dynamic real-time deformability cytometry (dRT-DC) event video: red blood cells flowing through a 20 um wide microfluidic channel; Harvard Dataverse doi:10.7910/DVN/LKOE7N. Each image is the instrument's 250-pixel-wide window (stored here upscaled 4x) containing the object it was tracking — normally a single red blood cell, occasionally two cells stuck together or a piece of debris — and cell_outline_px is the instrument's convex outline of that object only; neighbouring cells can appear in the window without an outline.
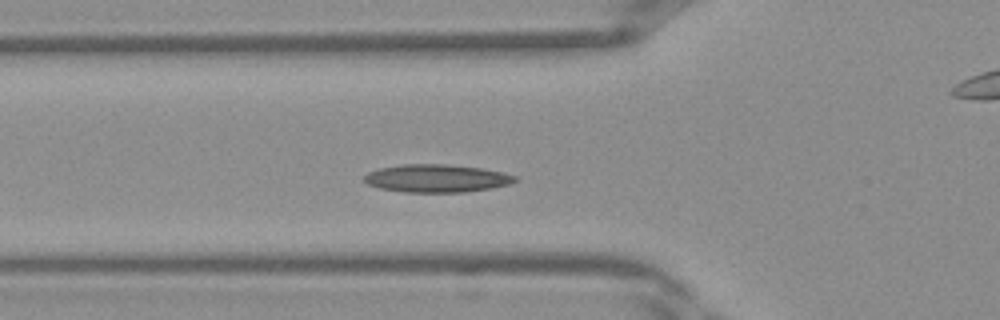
{"species": "Egyptian fruit bat (a non-hibernating species)", "species_latin": "Rousettus aegyptiacus", "temperature_condition": "warm", "stored_images_in_passage": 27, "camera_frame_rate_fps": 3000, "um_per_image_px": 0.085, "frame": {"image": 1, "passage_image": 3, "time_ms": 0.667, "image_size_px": [1000, 320], "cell_outline_px": [[520, 180], [512, 184], [492, 188], [464, 192], [404, 192], [380, 188], [368, 184], [364, 180], [364, 176], [368, 172], [380, 168], [400, 164], [448, 164], [480, 168], [504, 172], [520, 176]], "centroid_in_image_um": [37.19, 15.15], "position_along_channel_um": 88.6, "area_um2": 24.8}}
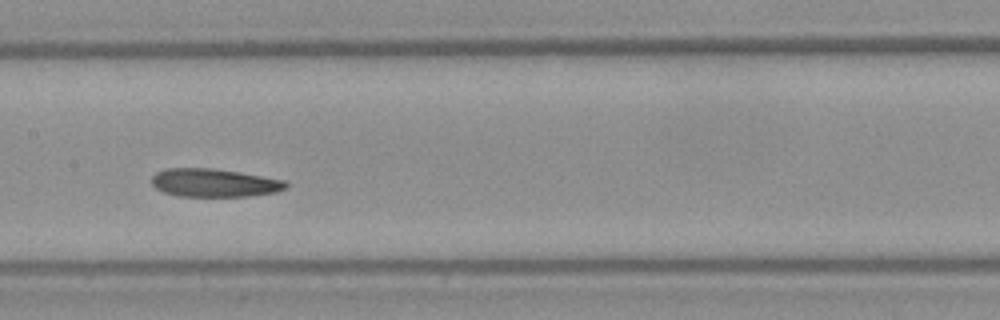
{"frame": {"image": 2, "passage_image": 9, "time_ms": 2.667, "image_size_px": [1000, 320], "cell_outline_px": [[288, 184], [284, 188], [276, 192], [248, 196], [176, 196], [164, 192], [156, 188], [152, 184], [152, 176], [156, 172], [164, 168], [212, 168], [240, 172], [284, 180]], "centroid_in_image_um": [18.17, 15.53], "position_along_channel_um": 189.2, "area_um2": 22.02}}
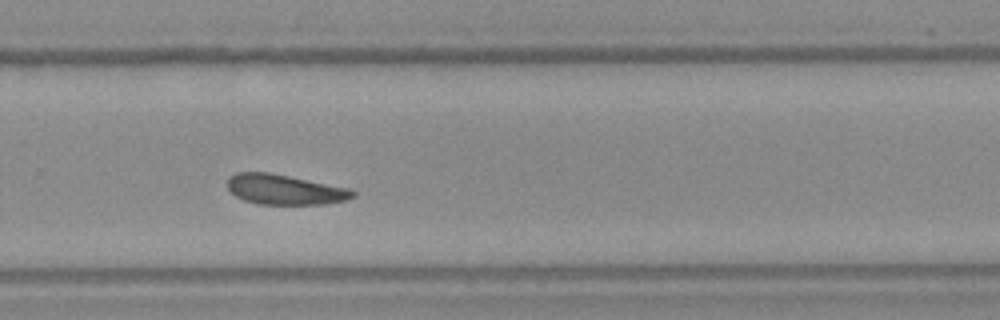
{"frame": {"image": 3, "passage_image": 16, "time_ms": 5.0, "image_size_px": [1000, 320], "cell_outline_px": [[356, 196], [348, 200], [328, 204], [260, 204], [244, 200], [236, 196], [228, 188], [228, 176], [236, 172], [268, 172], [348, 188], [356, 192]], "centroid_in_image_um": [24.21, 16.12], "position_along_channel_um": 305.6, "area_um2": 21.91}}